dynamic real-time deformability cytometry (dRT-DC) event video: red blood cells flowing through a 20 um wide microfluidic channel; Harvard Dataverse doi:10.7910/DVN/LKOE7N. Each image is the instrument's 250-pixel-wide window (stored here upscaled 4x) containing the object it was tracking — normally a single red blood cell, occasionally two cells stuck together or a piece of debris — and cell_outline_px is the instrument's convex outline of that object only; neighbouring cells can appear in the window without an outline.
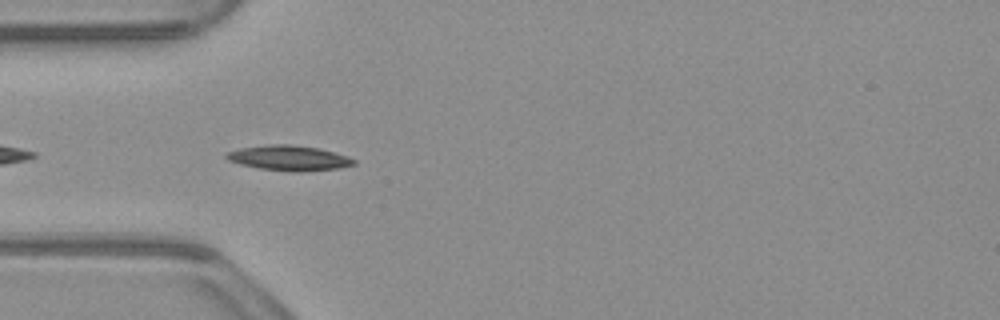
{"species": "common noctule bat (a hibernating species)", "species_latin": "Nyctalus noctula", "temperature_condition": "warm", "stored_images_in_passage": 25, "camera_frame_rate_fps": 3000, "um_per_image_px": 0.085, "animal": {"sex": "male", "body_mass_g": 23.1, "forearm_length_mm": 52.7}, "frame": {"image": 1, "passage_image": 3, "time_ms": 0.667, "image_size_px": [1000, 320], "cell_outline_px": [[356, 164], [340, 168], [296, 172], [292, 172], [260, 168], [240, 164], [228, 160], [224, 156], [228, 152], [240, 148], [268, 144], [288, 144], [316, 148], [348, 156], [356, 160]], "centroid_in_image_um": [24.56, 13.43], "position_along_channel_um": 60.4, "area_um2": 18.5}}
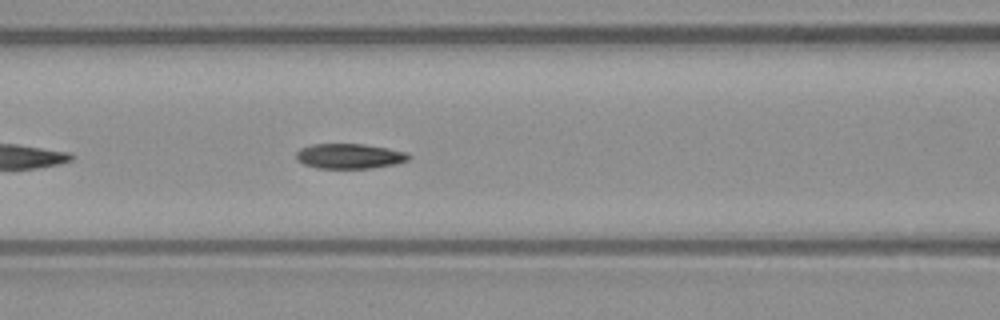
{"frame": {"image": 2, "passage_image": 9, "time_ms": 2.667, "image_size_px": [1000, 320], "cell_outline_px": [[412, 156], [408, 160], [396, 164], [372, 168], [316, 168], [304, 164], [296, 160], [296, 152], [300, 148], [312, 144], [364, 144], [408, 152]], "centroid_in_image_um": [29.71, 13.27], "position_along_channel_um": 136.9, "area_um2": 16.53}}
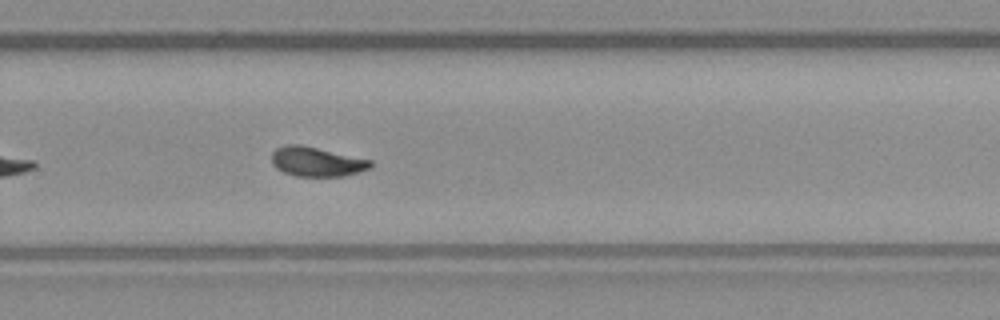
{"frame": {"image": 3, "passage_image": 22, "time_ms": 7.0, "image_size_px": [1000, 320], "cell_outline_px": [[372, 164], [368, 168], [344, 176], [296, 176], [284, 172], [276, 168], [272, 164], [272, 152], [276, 148], [284, 144], [300, 144], [372, 160]], "centroid_in_image_um": [26.86, 13.73], "position_along_channel_um": 302.9, "area_um2": 16.88}}